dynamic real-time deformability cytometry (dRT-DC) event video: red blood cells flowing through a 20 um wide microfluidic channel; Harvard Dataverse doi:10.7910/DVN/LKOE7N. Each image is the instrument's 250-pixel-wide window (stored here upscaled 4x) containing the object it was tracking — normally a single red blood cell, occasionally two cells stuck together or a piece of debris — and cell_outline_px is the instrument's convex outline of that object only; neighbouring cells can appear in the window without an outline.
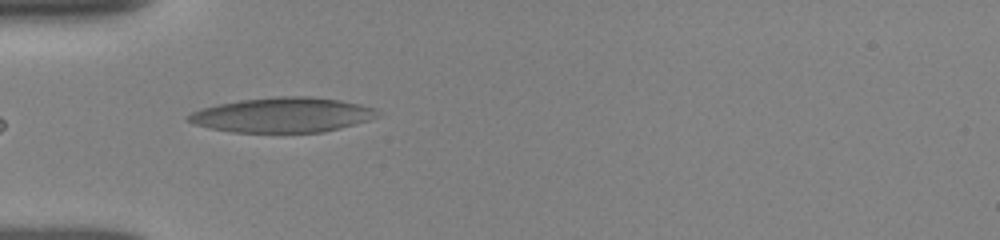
{"species": "human", "species_latin": "Homo sapiens", "temperature_condition": "room temperature", "stored_images_in_passage": 6, "camera_frame_rate_fps": 3000, "um_per_image_px": 0.085, "donor": {"sex": "female"}, "frame": {"image": 1, "passage_image": 2, "time_ms": 0.667, "image_size_px": [1000, 240], "cell_outline_px": [[380, 112], [376, 116], [368, 120], [356, 124], [324, 132], [232, 132], [208, 128], [192, 124], [184, 120], [184, 116], [192, 112], [216, 104], [240, 100], [276, 96], [312, 96], [340, 100], [360, 104], [376, 108]], "centroid_in_image_um": [23.97, 9.77], "position_along_channel_um": 61.0, "area_um2": 38.73}}
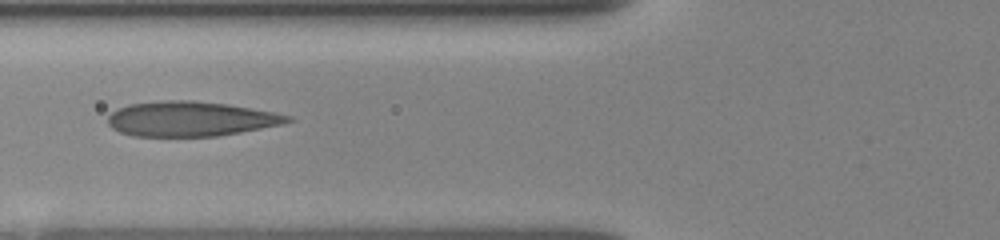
{"frame": {"image": 2, "passage_image": 4, "time_ms": 2.0, "image_size_px": [1000, 240], "cell_outline_px": [[296, 120], [280, 124], [240, 132], [216, 136], [132, 136], [120, 132], [112, 128], [108, 124], [108, 116], [116, 108], [128, 104], [164, 100], [192, 100], [228, 104], [272, 112], [292, 116]], "centroid_in_image_um": [16.16, 10.1], "position_along_channel_um": 109.6, "area_um2": 36.47}}
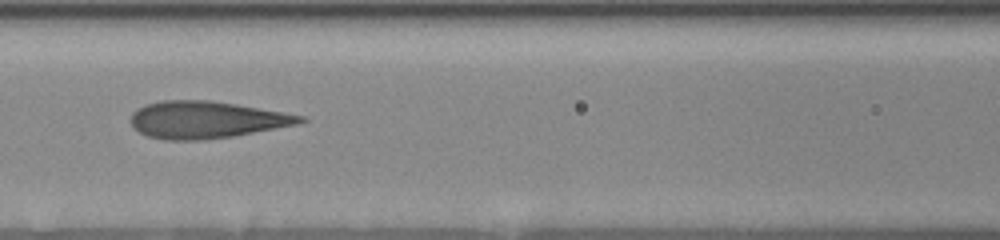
{"frame": {"image": 3, "passage_image": 5, "time_ms": 3.0, "image_size_px": [1000, 240], "cell_outline_px": [[308, 120], [296, 124], [232, 136], [200, 140], [164, 140], [148, 136], [132, 128], [128, 120], [132, 112], [144, 104], [160, 100], [208, 100], [236, 104], [284, 112], [304, 116]], "centroid_in_image_um": [17.45, 10.17], "position_along_channel_um": 149.1, "area_um2": 36.65}}